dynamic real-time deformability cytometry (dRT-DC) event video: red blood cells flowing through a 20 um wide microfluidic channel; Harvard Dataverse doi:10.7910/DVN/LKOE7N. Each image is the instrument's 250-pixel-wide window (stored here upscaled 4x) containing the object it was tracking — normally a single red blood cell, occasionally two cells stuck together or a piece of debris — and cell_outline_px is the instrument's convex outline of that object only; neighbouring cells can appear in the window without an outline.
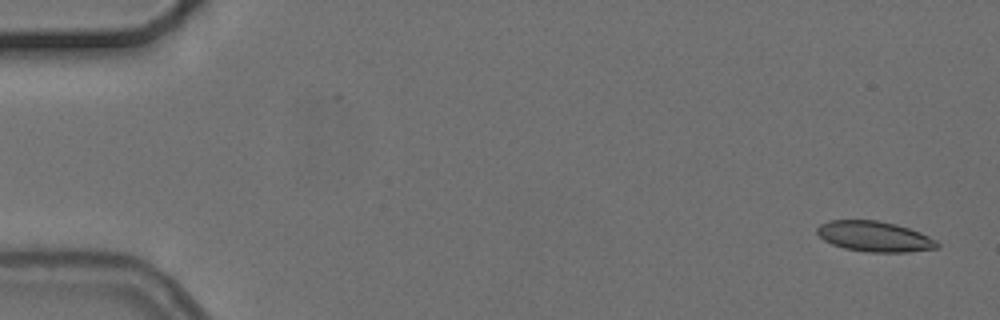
{"species": "common noctule bat (a hibernating species)", "species_latin": "Nyctalus noctula", "temperature_condition": "cold", "stored_images_in_passage": 5, "camera_frame_rate_fps": 3000, "um_per_image_px": 0.085, "animal": {"sex": "female", "body_mass_g": 24.6, "forearm_length_mm": 56.2}, "frame": {"image": 1, "passage_image": 1, "time_ms": 0.0, "image_size_px": [1000, 320], "cell_outline_px": [[940, 244], [936, 248], [908, 252], [868, 252], [844, 248], [832, 244], [824, 240], [816, 232], [816, 228], [820, 224], [828, 220], [876, 220], [896, 224], [920, 232], [936, 240]], "centroid_in_image_um": [74.31, 20.09], "position_along_channel_um": 10.7, "area_um2": 21.27}}
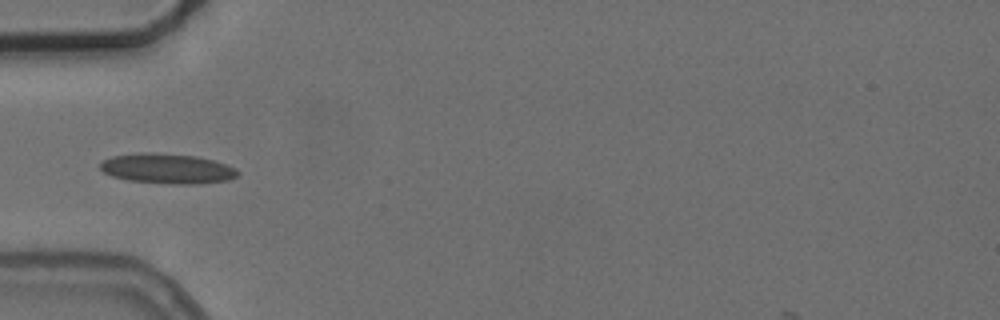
{"frame": {"image": 2, "passage_image": 5, "time_ms": 5.333, "image_size_px": [1000, 320], "cell_outline_px": [[240, 172], [236, 176], [228, 180], [196, 184], [176, 184], [128, 180], [112, 176], [104, 172], [100, 168], [100, 164], [104, 160], [112, 156], [140, 152], [152, 152], [196, 156], [216, 160], [236, 168]], "centroid_in_image_um": [14.24, 14.32], "position_along_channel_um": 70.8, "area_um2": 24.1}}